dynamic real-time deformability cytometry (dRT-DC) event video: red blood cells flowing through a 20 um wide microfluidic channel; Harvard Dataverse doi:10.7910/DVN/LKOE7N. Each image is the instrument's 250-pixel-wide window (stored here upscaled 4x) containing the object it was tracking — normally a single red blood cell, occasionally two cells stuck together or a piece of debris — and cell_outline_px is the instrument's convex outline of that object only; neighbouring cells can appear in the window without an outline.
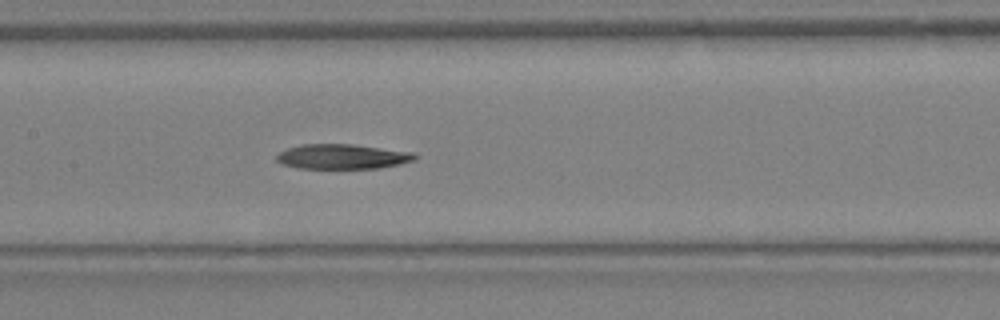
{"species": "Egyptian fruit bat (a non-hibernating species)", "species_latin": "Rousettus aegyptiacus", "temperature_condition": "warm", "stored_images_in_passage": 18, "camera_frame_rate_fps": 3000, "um_per_image_px": 0.085, "animal": {"sex": "female"}, "frame": {"image": 1, "passage_image": 16, "time_ms": 5.0, "image_size_px": [1000, 320], "cell_outline_px": [[420, 156], [416, 160], [400, 164], [380, 168], [300, 168], [284, 164], [276, 160], [276, 156], [280, 152], [288, 148], [300, 144], [352, 144], [412, 152]], "centroid_in_image_um": [29.15, 13.3], "position_along_channel_um": 178.3, "area_um2": 20.0}}
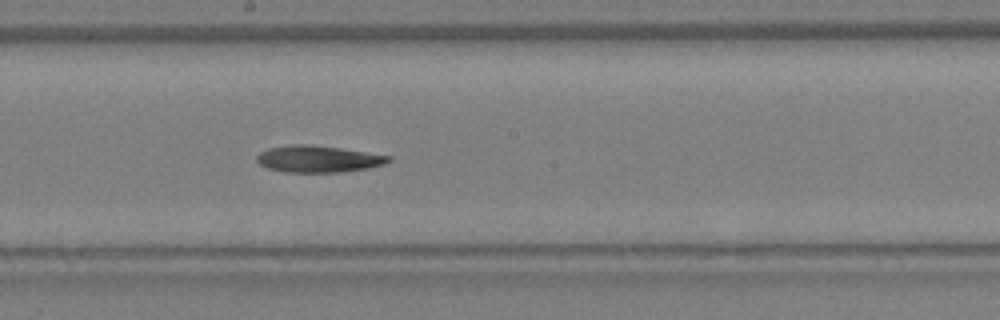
{"frame": {"image": 2, "passage_image": 18, "time_ms": 5.667, "image_size_px": [1000, 320], "cell_outline_px": [[392, 160], [384, 164], [368, 168], [340, 172], [284, 172], [268, 168], [260, 164], [256, 160], [256, 156], [260, 152], [268, 148], [296, 144], [304, 144], [340, 148], [392, 156]], "centroid_in_image_um": [27.05, 13.51], "position_along_channel_um": 221.2, "area_um2": 20.4}}